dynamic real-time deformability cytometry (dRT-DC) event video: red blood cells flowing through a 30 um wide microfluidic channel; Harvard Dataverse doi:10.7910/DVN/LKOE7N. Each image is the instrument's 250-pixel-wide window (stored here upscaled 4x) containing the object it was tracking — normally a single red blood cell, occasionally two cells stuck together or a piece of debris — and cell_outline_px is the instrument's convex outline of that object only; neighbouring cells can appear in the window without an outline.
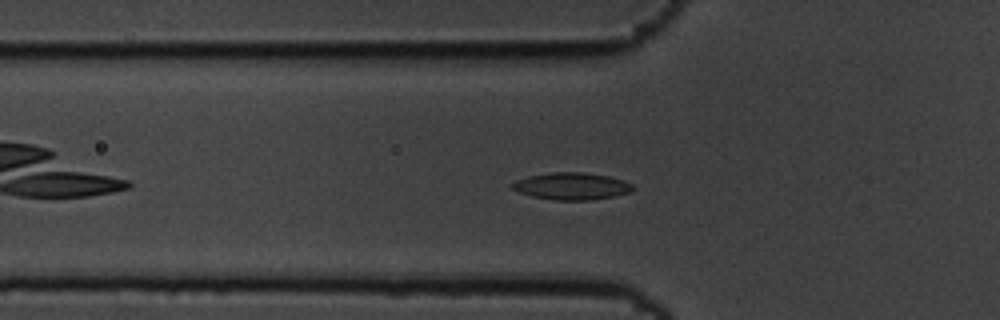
{"species": "common noctule bat (a hibernating species)", "species_latin": "Nyctalus noctula", "temperature_condition": "cold", "stored_images_in_passage": 41, "camera_frame_rate_fps": 3000, "um_per_image_px": 0.085, "animal": {"sex": "male", "body_mass_g": 19.5, "forearm_length_mm": 54.6}, "frame": {"image": 1, "passage_image": 2, "time_ms": 0.333, "image_size_px": [1000, 320], "cell_outline_px": [[636, 188], [632, 192], [592, 200], [556, 200], [532, 196], [520, 192], [512, 188], [512, 184], [516, 180], [528, 176], [548, 172], [584, 172], [608, 176], [624, 180], [632, 184]], "centroid_in_image_um": [48.63, 15.81], "position_along_channel_um": 77.2, "area_um2": 19.07}}
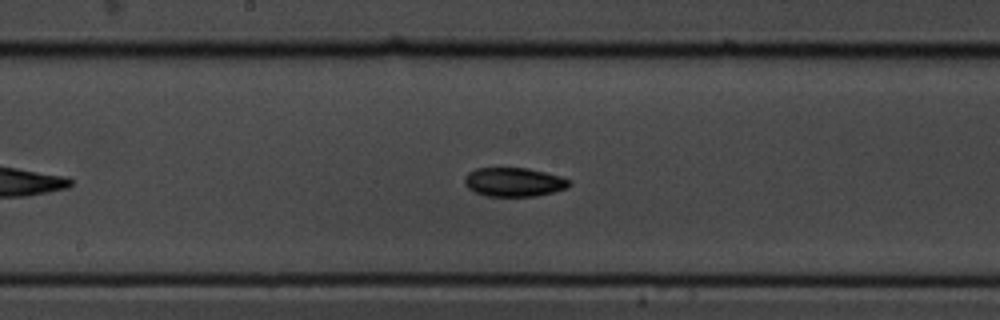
{"frame": {"image": 2, "passage_image": 13, "time_ms": 4.0, "image_size_px": [1000, 320], "cell_outline_px": [[572, 184], [568, 188], [536, 196], [484, 196], [468, 188], [464, 184], [464, 176], [468, 172], [476, 168], [528, 168], [560, 176], [572, 180]], "centroid_in_image_um": [43.69, 15.47], "position_along_channel_um": 204.5, "area_um2": 17.8}}
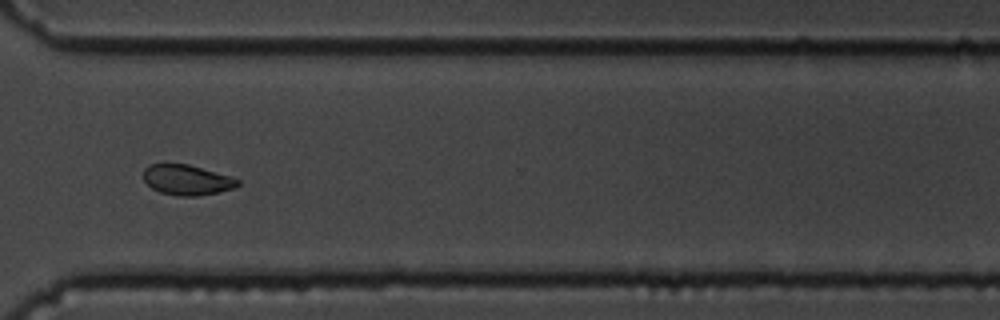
{"frame": {"image": 3, "passage_image": 26, "time_ms": 8.333, "image_size_px": [1000, 320], "cell_outline_px": [[240, 184], [236, 188], [220, 192], [196, 196], [176, 196], [160, 192], [152, 188], [144, 180], [144, 168], [148, 164], [188, 164], [232, 176], [240, 180]], "centroid_in_image_um": [15.93, 15.3], "position_along_channel_um": 354.7, "area_um2": 16.82}, "authors_computed_cell_mechanics": {"area_um2": 17.6868, "velocity_mm_per_s": 3.4627, "shape_relaxation_time_tau1_ms": 5.3749, "shape_relaxation_time_tau2_ms": 4.1248, "deformation_change_tau1": 0.1388, "deformation_change_tau2": 0.0775}}